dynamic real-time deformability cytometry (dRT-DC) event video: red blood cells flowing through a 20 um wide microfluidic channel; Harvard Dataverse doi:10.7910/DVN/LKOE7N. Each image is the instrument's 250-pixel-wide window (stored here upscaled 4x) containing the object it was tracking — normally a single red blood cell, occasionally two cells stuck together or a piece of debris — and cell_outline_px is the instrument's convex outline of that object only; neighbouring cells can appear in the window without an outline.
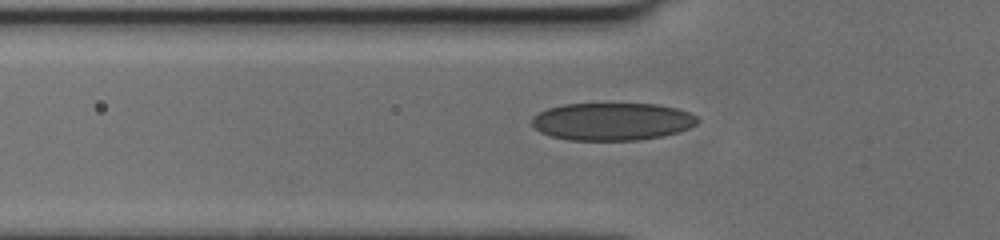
{"species": "human", "species_latin": "Homo sapiens", "temperature_condition": "cold", "stored_images_in_passage": 34, "camera_frame_rate_fps": 3000, "um_per_image_px": 0.085, "donor": {"sex": "female"}, "frame": {"image": 1, "passage_image": 5, "time_ms": 1.333, "image_size_px": [1000, 240], "cell_outline_px": [[700, 120], [696, 124], [688, 128], [676, 132], [660, 136], [640, 140], [568, 140], [552, 136], [540, 132], [532, 124], [532, 116], [548, 108], [564, 104], [656, 104], [676, 108], [688, 112], [696, 116]], "centroid_in_image_um": [52.02, 10.33], "position_along_channel_um": 73.8, "area_um2": 36.13}}
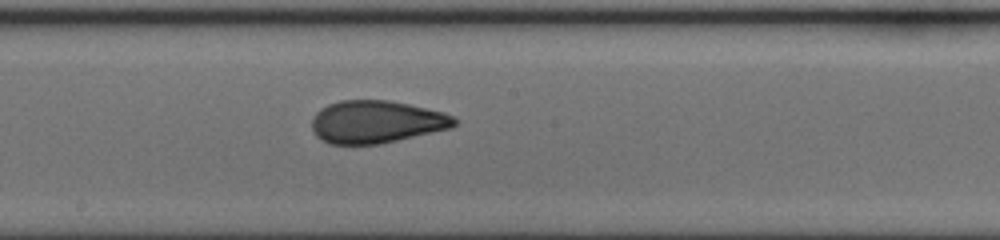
{"frame": {"image": 2, "passage_image": 15, "time_ms": 4.667, "image_size_px": [1000, 240], "cell_outline_px": [[456, 124], [448, 128], [380, 144], [328, 144], [320, 140], [316, 136], [312, 128], [312, 116], [320, 108], [328, 104], [340, 100], [388, 100], [408, 104], [444, 112], [452, 116], [456, 120]], "centroid_in_image_um": [31.92, 10.35], "position_along_channel_um": 216.3, "area_um2": 35.26}}
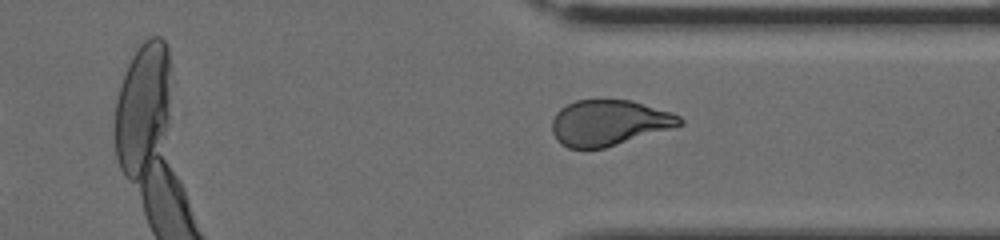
{"frame": {"image": 3, "passage_image": 25, "time_ms": 8.0, "image_size_px": [1000, 240], "cell_outline_px": [[684, 124], [604, 148], [568, 148], [560, 144], [556, 140], [552, 132], [552, 120], [556, 112], [560, 108], [576, 100], [632, 100], [672, 112], [680, 116], [684, 120]], "centroid_in_image_um": [51.75, 10.43], "position_along_channel_um": 359.7, "area_um2": 33.93}}